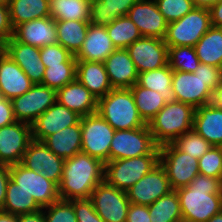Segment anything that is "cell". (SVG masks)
Returning a JSON list of instances; mask_svg holds the SVG:
<instances>
[{
	"mask_svg": "<svg viewBox=\"0 0 222 222\" xmlns=\"http://www.w3.org/2000/svg\"><path fill=\"white\" fill-rule=\"evenodd\" d=\"M183 222H207L222 211V179L198 174L176 190Z\"/></svg>",
	"mask_w": 222,
	"mask_h": 222,
	"instance_id": "obj_1",
	"label": "cell"
},
{
	"mask_svg": "<svg viewBox=\"0 0 222 222\" xmlns=\"http://www.w3.org/2000/svg\"><path fill=\"white\" fill-rule=\"evenodd\" d=\"M104 181V163L83 152L66 159L58 186L61 200L90 198L92 191Z\"/></svg>",
	"mask_w": 222,
	"mask_h": 222,
	"instance_id": "obj_2",
	"label": "cell"
},
{
	"mask_svg": "<svg viewBox=\"0 0 222 222\" xmlns=\"http://www.w3.org/2000/svg\"><path fill=\"white\" fill-rule=\"evenodd\" d=\"M195 108L182 102L167 103L149 122L148 127L158 145L173 143L193 130Z\"/></svg>",
	"mask_w": 222,
	"mask_h": 222,
	"instance_id": "obj_3",
	"label": "cell"
},
{
	"mask_svg": "<svg viewBox=\"0 0 222 222\" xmlns=\"http://www.w3.org/2000/svg\"><path fill=\"white\" fill-rule=\"evenodd\" d=\"M97 113L115 130L144 127L130 88H113L98 99Z\"/></svg>",
	"mask_w": 222,
	"mask_h": 222,
	"instance_id": "obj_4",
	"label": "cell"
},
{
	"mask_svg": "<svg viewBox=\"0 0 222 222\" xmlns=\"http://www.w3.org/2000/svg\"><path fill=\"white\" fill-rule=\"evenodd\" d=\"M211 27L210 10L194 7L181 19L168 23L163 40L168 47H194Z\"/></svg>",
	"mask_w": 222,
	"mask_h": 222,
	"instance_id": "obj_5",
	"label": "cell"
},
{
	"mask_svg": "<svg viewBox=\"0 0 222 222\" xmlns=\"http://www.w3.org/2000/svg\"><path fill=\"white\" fill-rule=\"evenodd\" d=\"M159 164V155L111 160L104 164V181L126 191Z\"/></svg>",
	"mask_w": 222,
	"mask_h": 222,
	"instance_id": "obj_6",
	"label": "cell"
},
{
	"mask_svg": "<svg viewBox=\"0 0 222 222\" xmlns=\"http://www.w3.org/2000/svg\"><path fill=\"white\" fill-rule=\"evenodd\" d=\"M143 155H160L148 125L130 130H116L111 142L109 161Z\"/></svg>",
	"mask_w": 222,
	"mask_h": 222,
	"instance_id": "obj_7",
	"label": "cell"
},
{
	"mask_svg": "<svg viewBox=\"0 0 222 222\" xmlns=\"http://www.w3.org/2000/svg\"><path fill=\"white\" fill-rule=\"evenodd\" d=\"M82 147L81 152L102 163L109 161V152L115 129L97 112L80 118Z\"/></svg>",
	"mask_w": 222,
	"mask_h": 222,
	"instance_id": "obj_8",
	"label": "cell"
},
{
	"mask_svg": "<svg viewBox=\"0 0 222 222\" xmlns=\"http://www.w3.org/2000/svg\"><path fill=\"white\" fill-rule=\"evenodd\" d=\"M159 163L166 171L172 190L188 186L199 174L198 159L179 150L173 143L159 146Z\"/></svg>",
	"mask_w": 222,
	"mask_h": 222,
	"instance_id": "obj_9",
	"label": "cell"
},
{
	"mask_svg": "<svg viewBox=\"0 0 222 222\" xmlns=\"http://www.w3.org/2000/svg\"><path fill=\"white\" fill-rule=\"evenodd\" d=\"M10 179L21 189L32 195L37 204L44 208L58 201V186L43 173L25 168L20 163L9 166Z\"/></svg>",
	"mask_w": 222,
	"mask_h": 222,
	"instance_id": "obj_10",
	"label": "cell"
},
{
	"mask_svg": "<svg viewBox=\"0 0 222 222\" xmlns=\"http://www.w3.org/2000/svg\"><path fill=\"white\" fill-rule=\"evenodd\" d=\"M57 91L42 84H34L23 95L11 100L16 121L32 124L56 102Z\"/></svg>",
	"mask_w": 222,
	"mask_h": 222,
	"instance_id": "obj_11",
	"label": "cell"
},
{
	"mask_svg": "<svg viewBox=\"0 0 222 222\" xmlns=\"http://www.w3.org/2000/svg\"><path fill=\"white\" fill-rule=\"evenodd\" d=\"M90 199L95 211L105 222H126L130 206L126 191L103 181L92 191Z\"/></svg>",
	"mask_w": 222,
	"mask_h": 222,
	"instance_id": "obj_12",
	"label": "cell"
},
{
	"mask_svg": "<svg viewBox=\"0 0 222 222\" xmlns=\"http://www.w3.org/2000/svg\"><path fill=\"white\" fill-rule=\"evenodd\" d=\"M64 159L54 154L43 142L32 140L20 162L25 168L33 170L60 185L63 176Z\"/></svg>",
	"mask_w": 222,
	"mask_h": 222,
	"instance_id": "obj_13",
	"label": "cell"
},
{
	"mask_svg": "<svg viewBox=\"0 0 222 222\" xmlns=\"http://www.w3.org/2000/svg\"><path fill=\"white\" fill-rule=\"evenodd\" d=\"M31 125L15 121L0 128V164L8 166L21 162L32 141Z\"/></svg>",
	"mask_w": 222,
	"mask_h": 222,
	"instance_id": "obj_14",
	"label": "cell"
},
{
	"mask_svg": "<svg viewBox=\"0 0 222 222\" xmlns=\"http://www.w3.org/2000/svg\"><path fill=\"white\" fill-rule=\"evenodd\" d=\"M138 73L168 65V46L163 39L142 37L126 48Z\"/></svg>",
	"mask_w": 222,
	"mask_h": 222,
	"instance_id": "obj_15",
	"label": "cell"
},
{
	"mask_svg": "<svg viewBox=\"0 0 222 222\" xmlns=\"http://www.w3.org/2000/svg\"><path fill=\"white\" fill-rule=\"evenodd\" d=\"M172 191L166 171L160 163L126 190L130 203L149 206Z\"/></svg>",
	"mask_w": 222,
	"mask_h": 222,
	"instance_id": "obj_16",
	"label": "cell"
},
{
	"mask_svg": "<svg viewBox=\"0 0 222 222\" xmlns=\"http://www.w3.org/2000/svg\"><path fill=\"white\" fill-rule=\"evenodd\" d=\"M172 90L176 101L189 104L195 109L211 103L213 95L202 77L184 71H173Z\"/></svg>",
	"mask_w": 222,
	"mask_h": 222,
	"instance_id": "obj_17",
	"label": "cell"
},
{
	"mask_svg": "<svg viewBox=\"0 0 222 222\" xmlns=\"http://www.w3.org/2000/svg\"><path fill=\"white\" fill-rule=\"evenodd\" d=\"M80 118L76 112L56 101L31 124L32 139L42 142L59 130L76 125Z\"/></svg>",
	"mask_w": 222,
	"mask_h": 222,
	"instance_id": "obj_18",
	"label": "cell"
},
{
	"mask_svg": "<svg viewBox=\"0 0 222 222\" xmlns=\"http://www.w3.org/2000/svg\"><path fill=\"white\" fill-rule=\"evenodd\" d=\"M1 49L21 67L34 84H42L46 68L41 61L40 48L21 43L12 36Z\"/></svg>",
	"mask_w": 222,
	"mask_h": 222,
	"instance_id": "obj_19",
	"label": "cell"
},
{
	"mask_svg": "<svg viewBox=\"0 0 222 222\" xmlns=\"http://www.w3.org/2000/svg\"><path fill=\"white\" fill-rule=\"evenodd\" d=\"M127 16L135 23L142 37L164 39L168 22L154 0H139L130 8Z\"/></svg>",
	"mask_w": 222,
	"mask_h": 222,
	"instance_id": "obj_20",
	"label": "cell"
},
{
	"mask_svg": "<svg viewBox=\"0 0 222 222\" xmlns=\"http://www.w3.org/2000/svg\"><path fill=\"white\" fill-rule=\"evenodd\" d=\"M34 83L2 49L0 50V97L12 100L23 95Z\"/></svg>",
	"mask_w": 222,
	"mask_h": 222,
	"instance_id": "obj_21",
	"label": "cell"
},
{
	"mask_svg": "<svg viewBox=\"0 0 222 222\" xmlns=\"http://www.w3.org/2000/svg\"><path fill=\"white\" fill-rule=\"evenodd\" d=\"M13 37L21 43L38 48L55 44L56 20L45 17L21 23L13 29Z\"/></svg>",
	"mask_w": 222,
	"mask_h": 222,
	"instance_id": "obj_22",
	"label": "cell"
},
{
	"mask_svg": "<svg viewBox=\"0 0 222 222\" xmlns=\"http://www.w3.org/2000/svg\"><path fill=\"white\" fill-rule=\"evenodd\" d=\"M113 88H131L138 81V71L126 49H116L103 62Z\"/></svg>",
	"mask_w": 222,
	"mask_h": 222,
	"instance_id": "obj_23",
	"label": "cell"
},
{
	"mask_svg": "<svg viewBox=\"0 0 222 222\" xmlns=\"http://www.w3.org/2000/svg\"><path fill=\"white\" fill-rule=\"evenodd\" d=\"M116 50L107 34L106 27L89 23L86 38L80 50L74 55L76 60L103 63Z\"/></svg>",
	"mask_w": 222,
	"mask_h": 222,
	"instance_id": "obj_24",
	"label": "cell"
},
{
	"mask_svg": "<svg viewBox=\"0 0 222 222\" xmlns=\"http://www.w3.org/2000/svg\"><path fill=\"white\" fill-rule=\"evenodd\" d=\"M56 101L81 117L97 112V98L77 79L57 90Z\"/></svg>",
	"mask_w": 222,
	"mask_h": 222,
	"instance_id": "obj_25",
	"label": "cell"
},
{
	"mask_svg": "<svg viewBox=\"0 0 222 222\" xmlns=\"http://www.w3.org/2000/svg\"><path fill=\"white\" fill-rule=\"evenodd\" d=\"M193 130L212 146L222 147V109L211 103L197 107Z\"/></svg>",
	"mask_w": 222,
	"mask_h": 222,
	"instance_id": "obj_26",
	"label": "cell"
},
{
	"mask_svg": "<svg viewBox=\"0 0 222 222\" xmlns=\"http://www.w3.org/2000/svg\"><path fill=\"white\" fill-rule=\"evenodd\" d=\"M76 79L82 83L97 100L104 97L113 89L104 64L101 62L77 60Z\"/></svg>",
	"mask_w": 222,
	"mask_h": 222,
	"instance_id": "obj_27",
	"label": "cell"
},
{
	"mask_svg": "<svg viewBox=\"0 0 222 222\" xmlns=\"http://www.w3.org/2000/svg\"><path fill=\"white\" fill-rule=\"evenodd\" d=\"M54 154L66 160L81 152L82 133L80 121L46 137L42 141Z\"/></svg>",
	"mask_w": 222,
	"mask_h": 222,
	"instance_id": "obj_28",
	"label": "cell"
},
{
	"mask_svg": "<svg viewBox=\"0 0 222 222\" xmlns=\"http://www.w3.org/2000/svg\"><path fill=\"white\" fill-rule=\"evenodd\" d=\"M139 0H96L91 3L88 22L106 27L118 17L127 16L130 8Z\"/></svg>",
	"mask_w": 222,
	"mask_h": 222,
	"instance_id": "obj_29",
	"label": "cell"
},
{
	"mask_svg": "<svg viewBox=\"0 0 222 222\" xmlns=\"http://www.w3.org/2000/svg\"><path fill=\"white\" fill-rule=\"evenodd\" d=\"M12 28L21 23L50 17L49 0H8Z\"/></svg>",
	"mask_w": 222,
	"mask_h": 222,
	"instance_id": "obj_30",
	"label": "cell"
},
{
	"mask_svg": "<svg viewBox=\"0 0 222 222\" xmlns=\"http://www.w3.org/2000/svg\"><path fill=\"white\" fill-rule=\"evenodd\" d=\"M202 64L222 68V28L212 26L194 46Z\"/></svg>",
	"mask_w": 222,
	"mask_h": 222,
	"instance_id": "obj_31",
	"label": "cell"
},
{
	"mask_svg": "<svg viewBox=\"0 0 222 222\" xmlns=\"http://www.w3.org/2000/svg\"><path fill=\"white\" fill-rule=\"evenodd\" d=\"M173 70L169 65L139 73L137 84L161 93L166 103L175 102V94L172 90Z\"/></svg>",
	"mask_w": 222,
	"mask_h": 222,
	"instance_id": "obj_32",
	"label": "cell"
},
{
	"mask_svg": "<svg viewBox=\"0 0 222 222\" xmlns=\"http://www.w3.org/2000/svg\"><path fill=\"white\" fill-rule=\"evenodd\" d=\"M88 26V21H56L57 43L75 55L86 38Z\"/></svg>",
	"mask_w": 222,
	"mask_h": 222,
	"instance_id": "obj_33",
	"label": "cell"
},
{
	"mask_svg": "<svg viewBox=\"0 0 222 222\" xmlns=\"http://www.w3.org/2000/svg\"><path fill=\"white\" fill-rule=\"evenodd\" d=\"M53 20L88 21L91 3L85 0H49Z\"/></svg>",
	"mask_w": 222,
	"mask_h": 222,
	"instance_id": "obj_34",
	"label": "cell"
},
{
	"mask_svg": "<svg viewBox=\"0 0 222 222\" xmlns=\"http://www.w3.org/2000/svg\"><path fill=\"white\" fill-rule=\"evenodd\" d=\"M42 208L18 184L11 179L8 182L5 203L1 210L15 215L27 214L41 210Z\"/></svg>",
	"mask_w": 222,
	"mask_h": 222,
	"instance_id": "obj_35",
	"label": "cell"
},
{
	"mask_svg": "<svg viewBox=\"0 0 222 222\" xmlns=\"http://www.w3.org/2000/svg\"><path fill=\"white\" fill-rule=\"evenodd\" d=\"M151 222H183L176 190L163 195L148 206Z\"/></svg>",
	"mask_w": 222,
	"mask_h": 222,
	"instance_id": "obj_36",
	"label": "cell"
},
{
	"mask_svg": "<svg viewBox=\"0 0 222 222\" xmlns=\"http://www.w3.org/2000/svg\"><path fill=\"white\" fill-rule=\"evenodd\" d=\"M130 89L138 113L146 124L167 104L162 98L161 93L143 88L137 83Z\"/></svg>",
	"mask_w": 222,
	"mask_h": 222,
	"instance_id": "obj_37",
	"label": "cell"
},
{
	"mask_svg": "<svg viewBox=\"0 0 222 222\" xmlns=\"http://www.w3.org/2000/svg\"><path fill=\"white\" fill-rule=\"evenodd\" d=\"M106 29L116 49H126L142 38L139 29L128 16L118 17Z\"/></svg>",
	"mask_w": 222,
	"mask_h": 222,
	"instance_id": "obj_38",
	"label": "cell"
},
{
	"mask_svg": "<svg viewBox=\"0 0 222 222\" xmlns=\"http://www.w3.org/2000/svg\"><path fill=\"white\" fill-rule=\"evenodd\" d=\"M200 61L194 47H168V65L173 71L194 73Z\"/></svg>",
	"mask_w": 222,
	"mask_h": 222,
	"instance_id": "obj_39",
	"label": "cell"
},
{
	"mask_svg": "<svg viewBox=\"0 0 222 222\" xmlns=\"http://www.w3.org/2000/svg\"><path fill=\"white\" fill-rule=\"evenodd\" d=\"M77 63H61L45 69L42 85L56 91L76 79Z\"/></svg>",
	"mask_w": 222,
	"mask_h": 222,
	"instance_id": "obj_40",
	"label": "cell"
},
{
	"mask_svg": "<svg viewBox=\"0 0 222 222\" xmlns=\"http://www.w3.org/2000/svg\"><path fill=\"white\" fill-rule=\"evenodd\" d=\"M173 144L182 152L190 155L192 158H201L212 145L194 130L186 132L179 136Z\"/></svg>",
	"mask_w": 222,
	"mask_h": 222,
	"instance_id": "obj_41",
	"label": "cell"
},
{
	"mask_svg": "<svg viewBox=\"0 0 222 222\" xmlns=\"http://www.w3.org/2000/svg\"><path fill=\"white\" fill-rule=\"evenodd\" d=\"M159 12L170 23L184 17L193 8L192 0H154Z\"/></svg>",
	"mask_w": 222,
	"mask_h": 222,
	"instance_id": "obj_42",
	"label": "cell"
},
{
	"mask_svg": "<svg viewBox=\"0 0 222 222\" xmlns=\"http://www.w3.org/2000/svg\"><path fill=\"white\" fill-rule=\"evenodd\" d=\"M199 173L222 179V147L212 146L198 159Z\"/></svg>",
	"mask_w": 222,
	"mask_h": 222,
	"instance_id": "obj_43",
	"label": "cell"
},
{
	"mask_svg": "<svg viewBox=\"0 0 222 222\" xmlns=\"http://www.w3.org/2000/svg\"><path fill=\"white\" fill-rule=\"evenodd\" d=\"M45 210V211H44ZM45 222H78L73 204L69 200H61L43 208Z\"/></svg>",
	"mask_w": 222,
	"mask_h": 222,
	"instance_id": "obj_44",
	"label": "cell"
},
{
	"mask_svg": "<svg viewBox=\"0 0 222 222\" xmlns=\"http://www.w3.org/2000/svg\"><path fill=\"white\" fill-rule=\"evenodd\" d=\"M40 57L45 68L61 63H77L75 56L59 43L40 48Z\"/></svg>",
	"mask_w": 222,
	"mask_h": 222,
	"instance_id": "obj_45",
	"label": "cell"
},
{
	"mask_svg": "<svg viewBox=\"0 0 222 222\" xmlns=\"http://www.w3.org/2000/svg\"><path fill=\"white\" fill-rule=\"evenodd\" d=\"M73 204V209L78 222H105L95 211L90 198L69 200Z\"/></svg>",
	"mask_w": 222,
	"mask_h": 222,
	"instance_id": "obj_46",
	"label": "cell"
},
{
	"mask_svg": "<svg viewBox=\"0 0 222 222\" xmlns=\"http://www.w3.org/2000/svg\"><path fill=\"white\" fill-rule=\"evenodd\" d=\"M194 73L202 77L212 91L222 81V68L200 63Z\"/></svg>",
	"mask_w": 222,
	"mask_h": 222,
	"instance_id": "obj_47",
	"label": "cell"
},
{
	"mask_svg": "<svg viewBox=\"0 0 222 222\" xmlns=\"http://www.w3.org/2000/svg\"><path fill=\"white\" fill-rule=\"evenodd\" d=\"M13 36L7 3L0 4V46L2 47Z\"/></svg>",
	"mask_w": 222,
	"mask_h": 222,
	"instance_id": "obj_48",
	"label": "cell"
},
{
	"mask_svg": "<svg viewBox=\"0 0 222 222\" xmlns=\"http://www.w3.org/2000/svg\"><path fill=\"white\" fill-rule=\"evenodd\" d=\"M126 222H151L148 206L130 203Z\"/></svg>",
	"mask_w": 222,
	"mask_h": 222,
	"instance_id": "obj_49",
	"label": "cell"
},
{
	"mask_svg": "<svg viewBox=\"0 0 222 222\" xmlns=\"http://www.w3.org/2000/svg\"><path fill=\"white\" fill-rule=\"evenodd\" d=\"M15 121L11 100L0 97V128Z\"/></svg>",
	"mask_w": 222,
	"mask_h": 222,
	"instance_id": "obj_50",
	"label": "cell"
},
{
	"mask_svg": "<svg viewBox=\"0 0 222 222\" xmlns=\"http://www.w3.org/2000/svg\"><path fill=\"white\" fill-rule=\"evenodd\" d=\"M10 180L9 166L0 164V209L5 203L7 185Z\"/></svg>",
	"mask_w": 222,
	"mask_h": 222,
	"instance_id": "obj_51",
	"label": "cell"
},
{
	"mask_svg": "<svg viewBox=\"0 0 222 222\" xmlns=\"http://www.w3.org/2000/svg\"><path fill=\"white\" fill-rule=\"evenodd\" d=\"M209 10L212 26L222 28V1L212 6Z\"/></svg>",
	"mask_w": 222,
	"mask_h": 222,
	"instance_id": "obj_52",
	"label": "cell"
},
{
	"mask_svg": "<svg viewBox=\"0 0 222 222\" xmlns=\"http://www.w3.org/2000/svg\"><path fill=\"white\" fill-rule=\"evenodd\" d=\"M18 222H45L43 208L36 212L18 215Z\"/></svg>",
	"mask_w": 222,
	"mask_h": 222,
	"instance_id": "obj_53",
	"label": "cell"
},
{
	"mask_svg": "<svg viewBox=\"0 0 222 222\" xmlns=\"http://www.w3.org/2000/svg\"><path fill=\"white\" fill-rule=\"evenodd\" d=\"M211 104L215 107L222 109V81L213 91Z\"/></svg>",
	"mask_w": 222,
	"mask_h": 222,
	"instance_id": "obj_54",
	"label": "cell"
},
{
	"mask_svg": "<svg viewBox=\"0 0 222 222\" xmlns=\"http://www.w3.org/2000/svg\"><path fill=\"white\" fill-rule=\"evenodd\" d=\"M222 0H192L194 7L210 9L212 6L220 3Z\"/></svg>",
	"mask_w": 222,
	"mask_h": 222,
	"instance_id": "obj_55",
	"label": "cell"
},
{
	"mask_svg": "<svg viewBox=\"0 0 222 222\" xmlns=\"http://www.w3.org/2000/svg\"><path fill=\"white\" fill-rule=\"evenodd\" d=\"M0 222H18V215L0 209Z\"/></svg>",
	"mask_w": 222,
	"mask_h": 222,
	"instance_id": "obj_56",
	"label": "cell"
},
{
	"mask_svg": "<svg viewBox=\"0 0 222 222\" xmlns=\"http://www.w3.org/2000/svg\"><path fill=\"white\" fill-rule=\"evenodd\" d=\"M207 222H222V211L212 216Z\"/></svg>",
	"mask_w": 222,
	"mask_h": 222,
	"instance_id": "obj_57",
	"label": "cell"
},
{
	"mask_svg": "<svg viewBox=\"0 0 222 222\" xmlns=\"http://www.w3.org/2000/svg\"><path fill=\"white\" fill-rule=\"evenodd\" d=\"M8 0H0V4L7 3Z\"/></svg>",
	"mask_w": 222,
	"mask_h": 222,
	"instance_id": "obj_58",
	"label": "cell"
},
{
	"mask_svg": "<svg viewBox=\"0 0 222 222\" xmlns=\"http://www.w3.org/2000/svg\"><path fill=\"white\" fill-rule=\"evenodd\" d=\"M85 1H88L89 3H93L96 0H85Z\"/></svg>",
	"mask_w": 222,
	"mask_h": 222,
	"instance_id": "obj_59",
	"label": "cell"
}]
</instances>
